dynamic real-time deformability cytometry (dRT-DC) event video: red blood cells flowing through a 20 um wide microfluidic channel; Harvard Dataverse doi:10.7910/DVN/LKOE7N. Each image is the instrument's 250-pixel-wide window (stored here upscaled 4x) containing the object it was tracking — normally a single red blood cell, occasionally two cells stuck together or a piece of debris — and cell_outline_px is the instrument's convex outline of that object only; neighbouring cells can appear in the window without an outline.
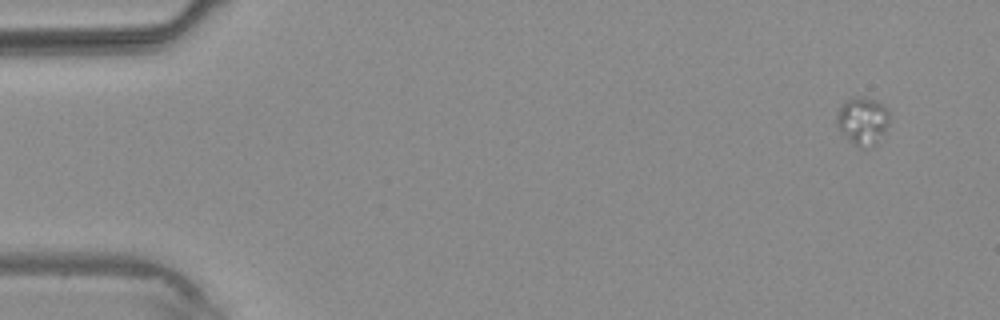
{"species": "common noctule bat (a hibernating species)", "species_latin": "Nyctalus noctula", "temperature_condition": "warm", "stored_images_in_passage": 5, "camera_frame_rate_fps": 3000, "um_per_image_px": 0.085, "animal": {"sex": "male", "body_mass_g": 20.4}, "frame": {"image": 1, "passage_image": 1, "time_ms": 0.0, "image_size_px": [1000, 320], "cell_outline_px": [[888, 124], [880, 144], [864, 148], [856, 148], [848, 140], [836, 124], [836, 116], [840, 104], [852, 96], [864, 96], [876, 100], [888, 108]], "centroid_in_image_um": [73.33, 10.29], "position_along_channel_um": 11.7, "area_um2": 15.26}}